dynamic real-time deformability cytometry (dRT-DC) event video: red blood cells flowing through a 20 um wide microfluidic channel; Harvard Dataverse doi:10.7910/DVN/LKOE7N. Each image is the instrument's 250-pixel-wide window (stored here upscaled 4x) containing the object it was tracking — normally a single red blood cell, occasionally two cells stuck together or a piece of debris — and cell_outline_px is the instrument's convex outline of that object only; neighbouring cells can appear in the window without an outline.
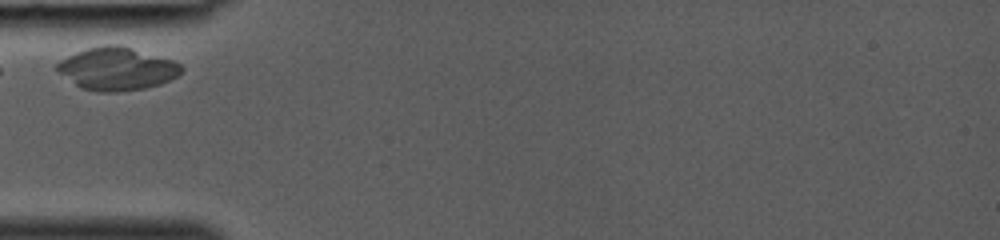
{"species": "common noctule bat (a hibernating species)", "species_latin": "Nyctalus noctula", "temperature_condition": "room temperature", "stored_images_in_passage": 21, "camera_frame_rate_fps": 3000, "um_per_image_px": 0.085, "animal": {"sex": "female", "body_mass_g": 19.0, "forearm_length_mm": 53.3}, "frame": {"image": 1, "passage_image": 1, "time_ms": 0.0, "image_size_px": [1000, 240], "cell_outline_px": [[184, 68], [176, 76], [160, 84], [144, 88], [116, 92], [96, 92], [80, 88], [52, 68], [60, 60], [76, 52], [88, 48], [104, 44], [120, 44], [172, 60], [180, 64]], "centroid_in_image_um": [9.88, 5.84], "position_along_channel_um": 75.1, "area_um2": 31.1}}